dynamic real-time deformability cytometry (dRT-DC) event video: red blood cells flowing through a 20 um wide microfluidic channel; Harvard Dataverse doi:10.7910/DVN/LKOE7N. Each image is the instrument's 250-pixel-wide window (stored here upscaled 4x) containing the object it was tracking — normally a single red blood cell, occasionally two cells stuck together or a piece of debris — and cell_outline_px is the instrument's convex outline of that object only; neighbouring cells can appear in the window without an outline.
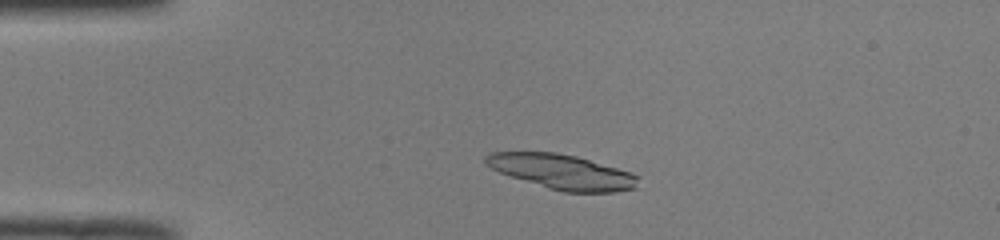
{"species": "common noctule bat (a hibernating species)", "species_latin": "Nyctalus noctula", "temperature_condition": "room temperature", "stored_images_in_passage": 39, "segment_of_instrument_passage": [1, 2], "camera_frame_rate_fps": 3000, "um_per_image_px": 0.085, "animal": {"sex": "male", "body_mass_g": 19.0, "forearm_length_mm": 50.8}, "frame": {"image": 1, "passage_image": 6, "time_ms": 1.667, "image_size_px": [1000, 240], "cell_outline_px": [[640, 176], [636, 188], [616, 192], [564, 192], [548, 188], [500, 172], [484, 164], [484, 156], [492, 152], [556, 152], [576, 156], [632, 172]], "centroid_in_image_um": [47.81, 14.6], "position_along_channel_um": 37.2, "area_um2": 30.81}}